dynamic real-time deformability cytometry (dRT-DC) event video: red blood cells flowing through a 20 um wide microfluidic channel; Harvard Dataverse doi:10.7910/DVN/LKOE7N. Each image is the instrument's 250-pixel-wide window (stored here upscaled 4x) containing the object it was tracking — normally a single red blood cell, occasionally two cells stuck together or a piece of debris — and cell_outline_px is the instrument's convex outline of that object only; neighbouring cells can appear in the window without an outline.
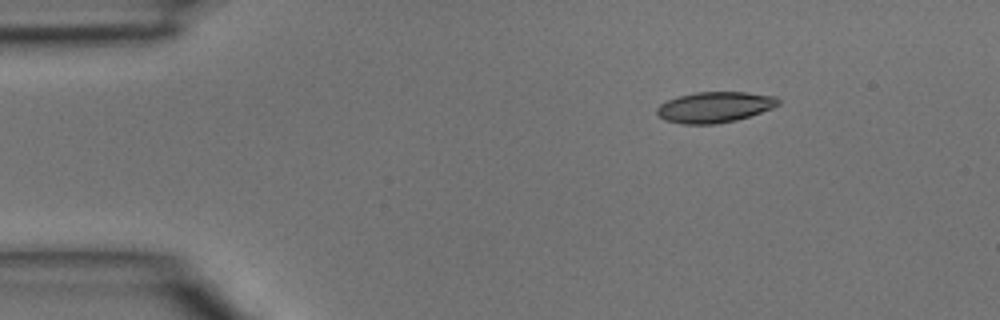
{"species": "common noctule bat (a hibernating species)", "species_latin": "Nyctalus noctula", "temperature_condition": "room temperature", "stored_images_in_passage": 2, "camera_frame_rate_fps": 3000, "um_per_image_px": 0.085, "animal": {"sex": "male", "body_mass_g": 15.6}, "frame": {"image": 1, "passage_image": 1, "time_ms": 0.0, "image_size_px": [1000, 320], "cell_outline_px": [[780, 104], [772, 108], [736, 120], [716, 124], [680, 124], [664, 120], [656, 112], [656, 108], [660, 104], [668, 100], [680, 96], [696, 92], [744, 92], [776, 96], [780, 100]], "centroid_in_image_um": [60.74, 9.11], "position_along_channel_um": 24.3, "area_um2": 21.68}}
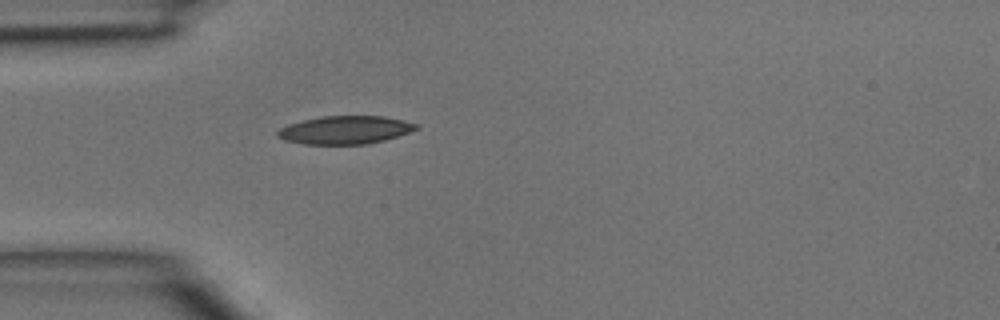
{"frame": {"image": 2, "passage_image": 2, "time_ms": 0.333, "image_size_px": [1000, 320], "cell_outline_px": [[420, 128], [384, 140], [368, 144], [304, 144], [284, 140], [276, 136], [276, 132], [280, 128], [288, 124], [320, 116], [384, 116], [404, 120], [420, 124]], "centroid_in_image_um": [29.34, 11.04], "position_along_channel_um": 55.7, "area_um2": 22.77}}